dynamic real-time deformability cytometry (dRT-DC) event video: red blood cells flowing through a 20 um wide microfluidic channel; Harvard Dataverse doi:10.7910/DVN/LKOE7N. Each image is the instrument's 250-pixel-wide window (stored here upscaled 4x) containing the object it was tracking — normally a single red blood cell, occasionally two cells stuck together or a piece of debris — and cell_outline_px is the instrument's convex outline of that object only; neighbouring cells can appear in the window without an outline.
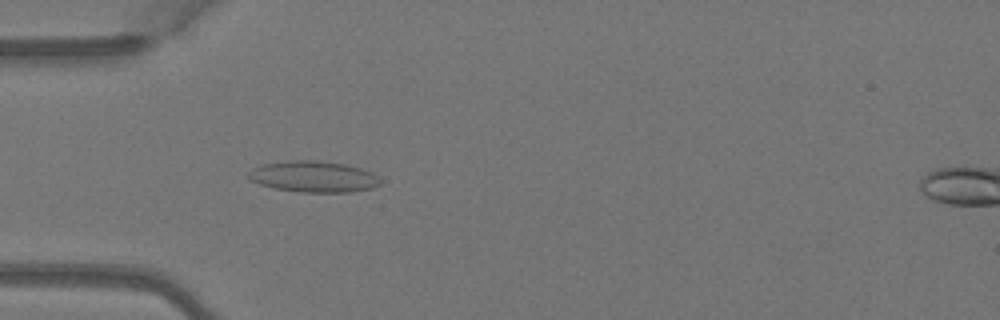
{"species": "Egyptian fruit bat (a non-hibernating species)", "species_latin": "Rousettus aegyptiacus", "temperature_condition": "warm", "stored_images_in_passage": 4, "camera_frame_rate_fps": 3000, "um_per_image_px": 0.085, "animal": {"sex": "female"}, "frame": {"image": 1, "passage_image": 3, "time_ms": 0.667, "image_size_px": [1000, 320], "cell_outline_px": [[380, 184], [372, 188], [352, 192], [300, 192], [276, 188], [260, 184], [248, 180], [248, 172], [252, 168], [264, 164], [288, 160], [316, 160], [344, 164], [360, 168], [372, 172], [380, 180]], "centroid_in_image_um": [26.63, 15.01], "position_along_channel_um": 58.4, "area_um2": 23.93}}